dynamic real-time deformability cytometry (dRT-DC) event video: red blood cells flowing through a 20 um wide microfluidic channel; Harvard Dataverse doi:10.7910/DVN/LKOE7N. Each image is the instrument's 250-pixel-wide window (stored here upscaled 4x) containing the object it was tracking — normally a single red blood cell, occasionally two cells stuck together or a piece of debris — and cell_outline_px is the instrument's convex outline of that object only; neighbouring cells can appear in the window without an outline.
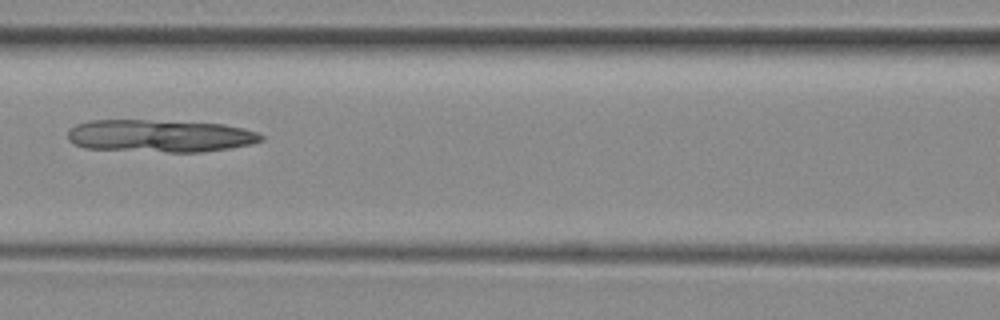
{"species": "common noctule bat (a hibernating species)", "species_latin": "Nyctalus noctula", "temperature_condition": "room temperature", "stored_images_in_passage": 7, "camera_frame_rate_fps": 3000, "um_per_image_px": 0.085, "animal": {"sex": "female", "body_mass_g": 29.2, "forearm_length_mm": 56.3}, "frame": {"image": 1, "passage_image": 7, "time_ms": 7.0, "image_size_px": [1000, 320], "cell_outline_px": [[264, 140], [252, 144], [228, 148], [200, 152], [168, 152], [84, 148], [68, 140], [68, 132], [76, 124], [92, 120], [148, 120], [224, 124], [244, 128], [256, 132], [264, 136]], "centroid_in_image_um": [13.62, 11.55], "position_along_channel_um": 153.0, "area_um2": 36.53}}